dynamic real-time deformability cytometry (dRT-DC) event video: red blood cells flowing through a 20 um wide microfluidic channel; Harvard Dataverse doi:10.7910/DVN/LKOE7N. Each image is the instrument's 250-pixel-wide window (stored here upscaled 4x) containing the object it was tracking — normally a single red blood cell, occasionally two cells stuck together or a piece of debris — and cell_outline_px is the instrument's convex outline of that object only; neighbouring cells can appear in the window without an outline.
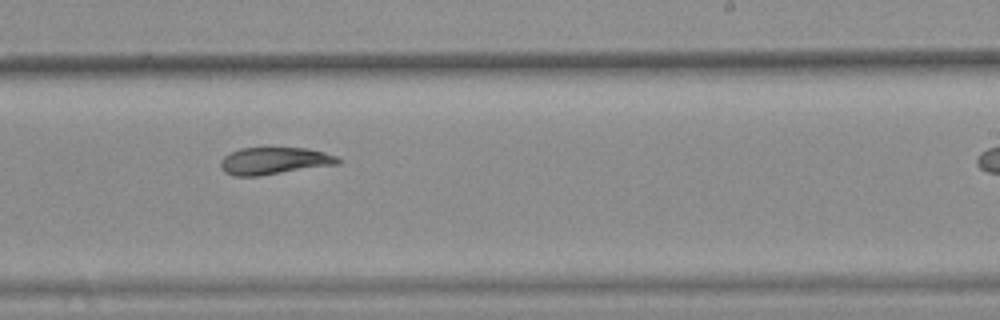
{"species": "common noctule bat (a hibernating species)", "species_latin": "Nyctalus noctula", "temperature_condition": "warm", "stored_images_in_passage": 8, "camera_frame_rate_fps": 3000, "um_per_image_px": 0.085, "animal": {"sex": "female", "body_mass_g": 25.1}, "frame": {"image": 1, "passage_image": 6, "time_ms": 1.667, "image_size_px": [1000, 320], "cell_outline_px": [[340, 164], [260, 176], [236, 176], [224, 172], [220, 168], [220, 160], [228, 152], [240, 148], [308, 148], [324, 152], [336, 156], [340, 160]], "centroid_in_image_um": [23.28, 13.68], "position_along_channel_um": 265.7, "area_um2": 18.79}}